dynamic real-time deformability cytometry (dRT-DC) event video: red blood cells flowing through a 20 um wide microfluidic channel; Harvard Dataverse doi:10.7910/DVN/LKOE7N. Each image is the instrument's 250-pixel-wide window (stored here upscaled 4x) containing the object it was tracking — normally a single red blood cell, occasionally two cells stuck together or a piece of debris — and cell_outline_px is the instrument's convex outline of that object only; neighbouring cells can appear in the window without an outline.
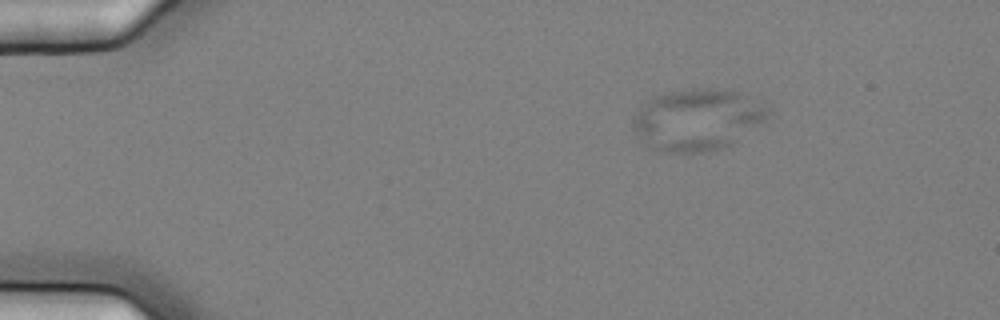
{"species": "common noctule bat (a hibernating species)", "species_latin": "Nyctalus noctula", "temperature_condition": "cold", "stored_images_in_passage": 3, "camera_frame_rate_fps": 3000, "um_per_image_px": 0.085, "animal": {"sex": "female", "body_mass_g": 25.1}, "frame": {"image": 1, "passage_image": 1, "time_ms": 0.0, "image_size_px": [1000, 320], "cell_outline_px": [[772, 112], [764, 120], [732, 144], [712, 152], [664, 152], [652, 148], [644, 144], [632, 128], [632, 116], [652, 96], [668, 92], [692, 88], [716, 88], [736, 92], [768, 108]], "centroid_in_image_um": [59.21, 10.18], "position_along_channel_um": 25.8, "area_um2": 48.21}}